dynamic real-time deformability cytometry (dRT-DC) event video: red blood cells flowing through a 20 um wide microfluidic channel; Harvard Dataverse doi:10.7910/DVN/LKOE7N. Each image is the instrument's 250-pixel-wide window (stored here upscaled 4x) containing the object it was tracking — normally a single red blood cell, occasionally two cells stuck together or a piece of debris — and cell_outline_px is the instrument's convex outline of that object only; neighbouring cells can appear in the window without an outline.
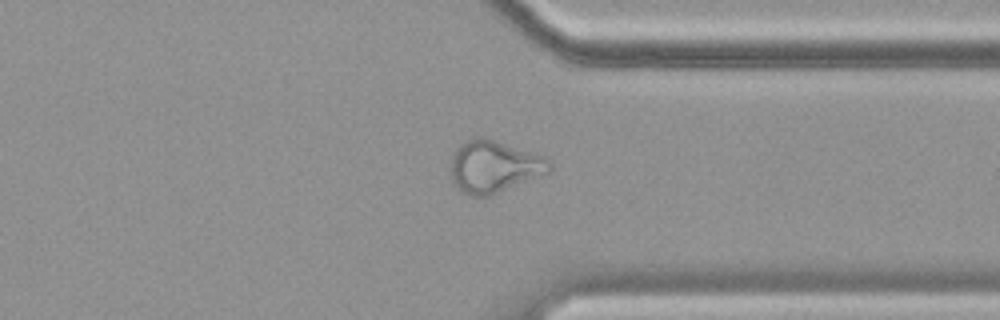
{"species": "common noctule bat (a hibernating species)", "species_latin": "Nyctalus noctula", "temperature_condition": "cold", "stored_images_in_passage": 57, "camera_frame_rate_fps": 3000, "um_per_image_px": 0.085, "animal": {"sex": "female", "body_mass_g": 19.9}, "frame": {"image": 1, "passage_image": 44, "time_ms": 14.333, "image_size_px": [1000, 320], "cell_outline_px": [[552, 168], [548, 172], [492, 196], [472, 196], [456, 188], [452, 180], [448, 168], [452, 156], [456, 148], [460, 144], [476, 136], [480, 136], [536, 152], [544, 156], [552, 164]], "centroid_in_image_um": [41.96, 14.16], "position_along_channel_um": 369.4, "area_um2": 30.4}}
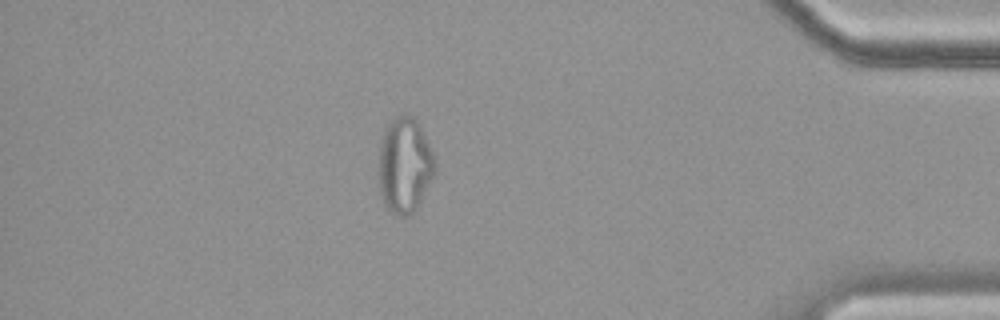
{"frame": {"image": 2, "passage_image": 50, "time_ms": 16.333, "image_size_px": [1000, 320], "cell_outline_px": [[436, 168], [416, 208], [408, 216], [396, 216], [384, 208], [380, 192], [380, 144], [384, 128], [396, 116], [412, 116], [420, 128], [432, 152], [436, 164]], "centroid_in_image_um": [34.37, 14.09], "position_along_channel_um": 400.8, "area_um2": 30.63}, "authors_computed_cell_mechanics": {"area_um2": 29.9982, "velocity_mm_per_s": 3.504, "shape_relaxation_time_tau1_ms": null, "shape_relaxation_time_tau2_ms": 2.2532, "deformation_change_tau1": null, "deformation_change_tau2": 0.1131}}